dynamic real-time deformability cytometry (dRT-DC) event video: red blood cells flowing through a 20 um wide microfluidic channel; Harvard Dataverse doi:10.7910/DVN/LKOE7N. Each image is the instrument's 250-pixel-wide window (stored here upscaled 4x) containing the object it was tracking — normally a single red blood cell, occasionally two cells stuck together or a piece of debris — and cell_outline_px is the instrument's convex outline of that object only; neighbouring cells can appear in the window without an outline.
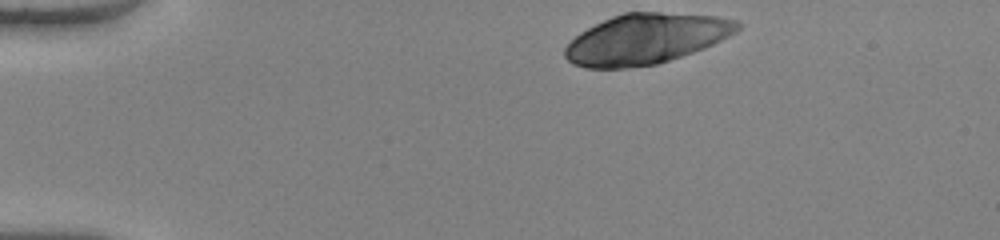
{"species": "human", "species_latin": "Homo sapiens", "temperature_condition": "warm", "stored_images_in_passage": 42, "camera_frame_rate_fps": 3000, "um_per_image_px": 0.085, "donor": {"sex": "female"}, "frame": {"image": 1, "passage_image": 1, "time_ms": 0.0, "image_size_px": [1000, 240], "cell_outline_px": [[740, 28], [736, 32], [704, 48], [656, 64], [628, 68], [584, 68], [572, 64], [564, 56], [564, 48], [580, 32], [612, 16], [624, 12], [660, 12], [716, 16], [736, 20], [740, 24]], "centroid_in_image_um": [54.87, 3.31], "position_along_channel_um": 30.1, "area_um2": 50.29}}
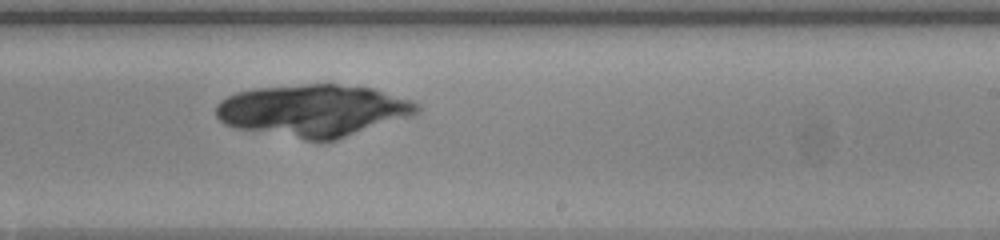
{"frame": {"image": 2, "passage_image": 24, "time_ms": 7.667, "image_size_px": [1000, 240], "cell_outline_px": [[420, 112], [412, 116], [336, 140], [304, 140], [236, 128], [224, 124], [216, 116], [216, 104], [220, 100], [236, 92], [256, 88], [308, 84], [336, 84], [372, 88], [412, 100], [420, 104]], "centroid_in_image_um": [26.64, 9.39], "position_along_channel_um": 262.4, "area_um2": 61.15}}
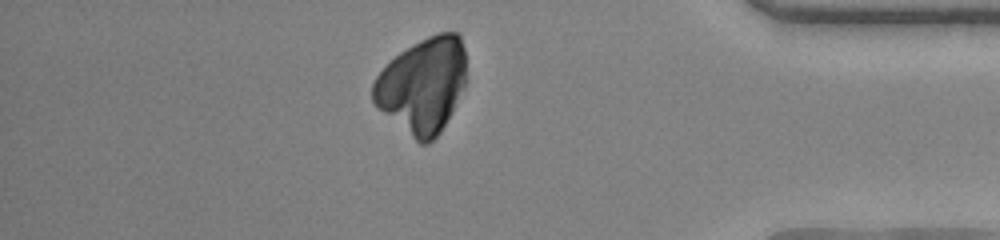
{"frame": {"image": 3, "passage_image": 36, "time_ms": 11.667, "image_size_px": [1000, 240], "cell_outline_px": [[464, 84], [440, 132], [428, 144], [420, 144], [376, 108], [372, 100], [372, 84], [376, 76], [400, 52], [420, 40], [428, 36], [440, 32], [460, 32], [464, 48]], "centroid_in_image_um": [35.88, 7.25], "position_along_channel_um": 399.3, "area_um2": 51.1}}